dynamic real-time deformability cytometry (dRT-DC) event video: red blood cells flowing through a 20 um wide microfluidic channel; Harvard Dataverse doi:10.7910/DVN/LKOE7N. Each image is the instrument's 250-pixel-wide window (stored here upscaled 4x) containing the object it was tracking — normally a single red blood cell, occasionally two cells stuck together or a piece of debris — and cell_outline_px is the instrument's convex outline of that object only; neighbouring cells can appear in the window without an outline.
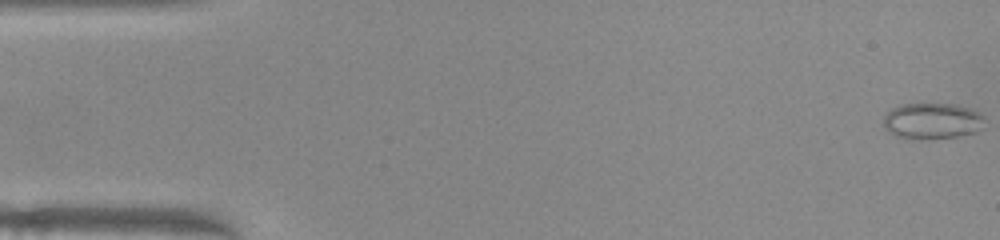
{"species": "common noctule bat (a hibernating species)", "species_latin": "Nyctalus noctula", "temperature_condition": "warm", "stored_images_in_passage": 47, "camera_frame_rate_fps": 3000, "um_per_image_px": 0.085, "animal": {"sex": "female", "body_mass_g": 22.0, "forearm_length_mm": 56.7}, "frame": {"image": 1, "passage_image": 1, "time_ms": 0.0, "image_size_px": [1000, 240], "cell_outline_px": [[984, 116], [972, 132], [956, 136], [928, 140], [924, 140], [896, 136], [888, 132], [884, 128], [884, 112], [900, 104], [956, 104], [980, 112]], "centroid_in_image_um": [79.11, 10.27], "position_along_channel_um": 5.9, "area_um2": 21.04}}
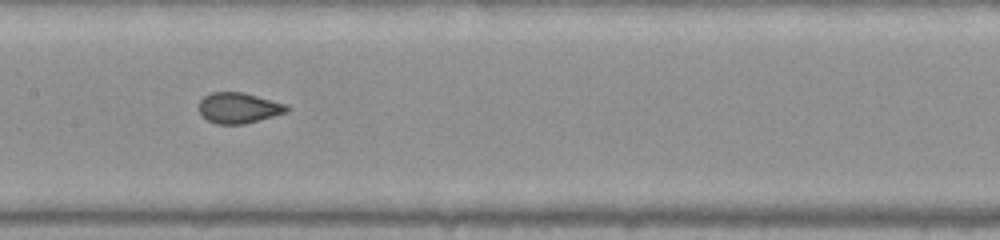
{"frame": {"image": 2, "passage_image": 25, "time_ms": 8.0, "image_size_px": [1000, 240], "cell_outline_px": [[292, 108], [288, 112], [244, 124], [216, 124], [208, 120], [200, 112], [200, 100], [204, 96], [212, 92], [240, 92], [288, 104]], "centroid_in_image_um": [20.33, 9.17], "position_along_channel_um": 187.1, "area_um2": 15.61}}
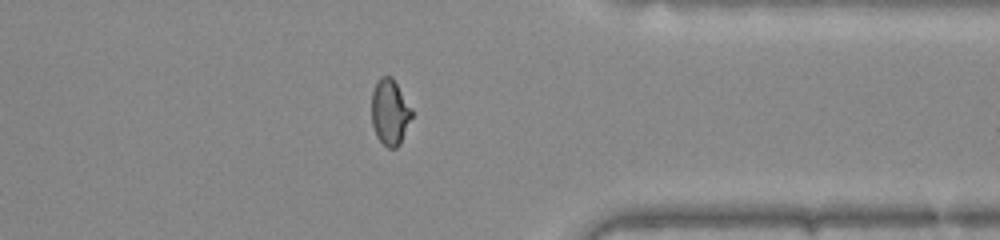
{"frame": {"image": 3, "passage_image": 40, "time_ms": 13.0, "image_size_px": [1000, 240], "cell_outline_px": [[412, 116], [400, 144], [396, 148], [388, 148], [376, 136], [372, 124], [372, 92], [380, 76], [392, 76], [412, 108]], "centroid_in_image_um": [33.14, 9.53], "position_along_channel_um": 378.3, "area_um2": 15.37}}